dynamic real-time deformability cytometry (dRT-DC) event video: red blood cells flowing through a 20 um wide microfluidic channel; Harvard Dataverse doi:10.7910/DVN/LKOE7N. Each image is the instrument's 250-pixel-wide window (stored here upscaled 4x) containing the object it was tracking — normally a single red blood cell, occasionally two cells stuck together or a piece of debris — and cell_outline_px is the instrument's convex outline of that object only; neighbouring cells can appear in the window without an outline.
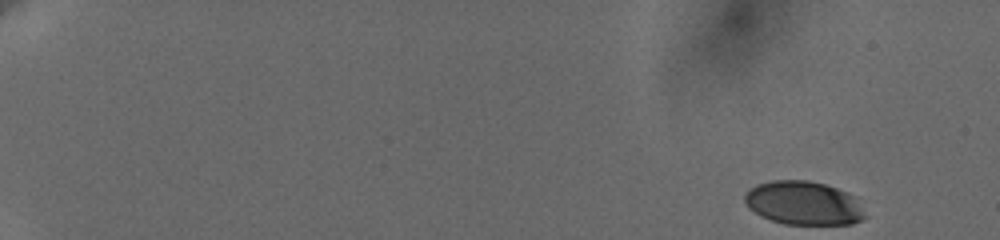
{"species": "human", "species_latin": "Homo sapiens", "temperature_condition": "cold", "stored_images_in_passage": 52, "camera_frame_rate_fps": 3000, "um_per_image_px": 0.085, "donor": {"sex": "female"}, "frame": {"image": 1, "passage_image": 1, "time_ms": 0.0, "image_size_px": [1000, 240], "cell_outline_px": [[868, 216], [864, 220], [852, 224], [784, 224], [760, 216], [748, 208], [744, 200], [744, 196], [756, 184], [772, 180], [808, 180], [824, 184], [848, 192], [852, 196]], "centroid_in_image_um": [68.3, 17.27], "position_along_channel_um": 16.7, "area_um2": 30.63}}
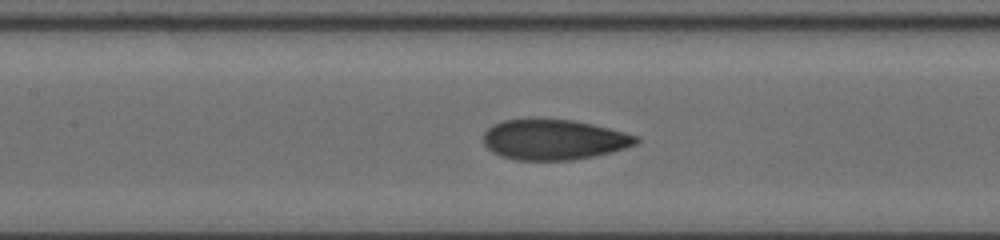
{"frame": {"image": 2, "passage_image": 28, "time_ms": 9.0, "image_size_px": [1000, 240], "cell_outline_px": [[640, 140], [636, 144], [612, 152], [572, 160], [516, 160], [500, 156], [492, 152], [484, 144], [484, 132], [492, 124], [504, 120], [572, 120], [608, 128], [640, 136]], "centroid_in_image_um": [47.07, 11.88], "position_along_channel_um": 160.3, "area_um2": 35.6}}
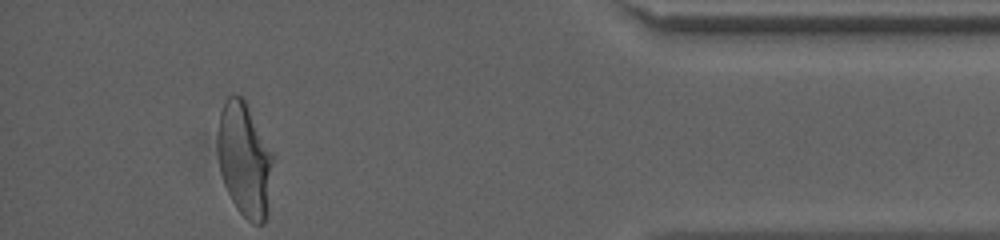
{"frame": {"image": 3, "passage_image": 52, "time_ms": 17.0, "image_size_px": [1000, 240], "cell_outline_px": [[272, 160], [268, 208], [264, 224], [252, 224], [236, 208], [224, 184], [220, 172], [220, 112], [224, 100], [228, 96], [240, 96], [244, 100], [272, 152]], "centroid_in_image_um": [20.8, 13.62], "position_along_channel_um": 414.4, "area_um2": 35.55}, "authors_computed_cell_mechanics": {"area_um2": 35.5181, "velocity_mm_per_s": 3.6346, "shape_relaxation_time_tau1_ms": 6.2883, "shape_relaxation_time_tau2_ms": 0.7692, "deformation_change_tau1": 0.1984, "deformation_change_tau2": 0.0563}}